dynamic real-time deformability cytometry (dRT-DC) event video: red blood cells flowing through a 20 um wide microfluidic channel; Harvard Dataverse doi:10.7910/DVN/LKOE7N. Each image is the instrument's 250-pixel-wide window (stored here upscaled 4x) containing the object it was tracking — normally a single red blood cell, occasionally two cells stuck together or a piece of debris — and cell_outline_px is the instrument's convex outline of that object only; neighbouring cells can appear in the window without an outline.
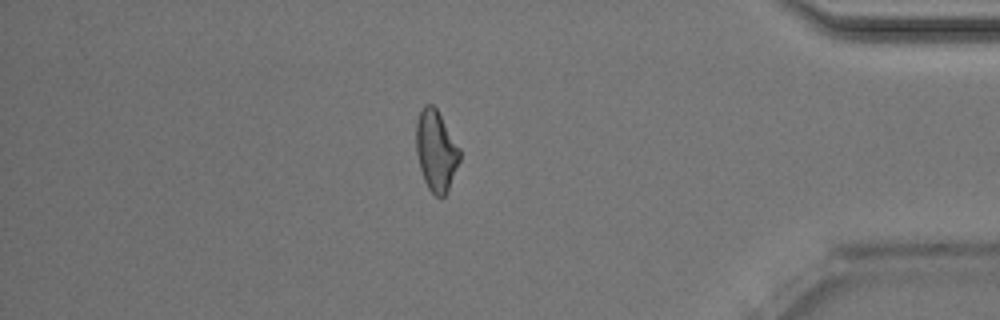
{"species": "Egyptian fruit bat (a non-hibernating species)", "species_latin": "Rousettus aegyptiacus", "temperature_condition": "room temperature", "stored_images_in_passage": 50, "camera_frame_rate_fps": 3000, "um_per_image_px": 0.085, "animal": {"sex": "male"}, "frame": {"image": 1, "passage_image": 43, "time_ms": 14.0, "image_size_px": [1000, 320], "cell_outline_px": [[460, 160], [448, 188], [444, 196], [440, 200], [428, 188], [424, 180], [420, 168], [416, 152], [416, 124], [420, 112], [424, 104], [432, 104], [436, 108], [460, 148]], "centroid_in_image_um": [37.06, 12.81], "position_along_channel_um": 398.1, "area_um2": 20.35}, "authors_computed_cell_mechanics": {"area_um2": 21.3282, "velocity_mm_per_s": 4.0582, "shape_relaxation_time_tau1_ms": 5.4002, "shape_relaxation_time_tau2_ms": 1.5927, "deformation_change_tau1": 0.1634, "deformation_change_tau2": 0.0857}}